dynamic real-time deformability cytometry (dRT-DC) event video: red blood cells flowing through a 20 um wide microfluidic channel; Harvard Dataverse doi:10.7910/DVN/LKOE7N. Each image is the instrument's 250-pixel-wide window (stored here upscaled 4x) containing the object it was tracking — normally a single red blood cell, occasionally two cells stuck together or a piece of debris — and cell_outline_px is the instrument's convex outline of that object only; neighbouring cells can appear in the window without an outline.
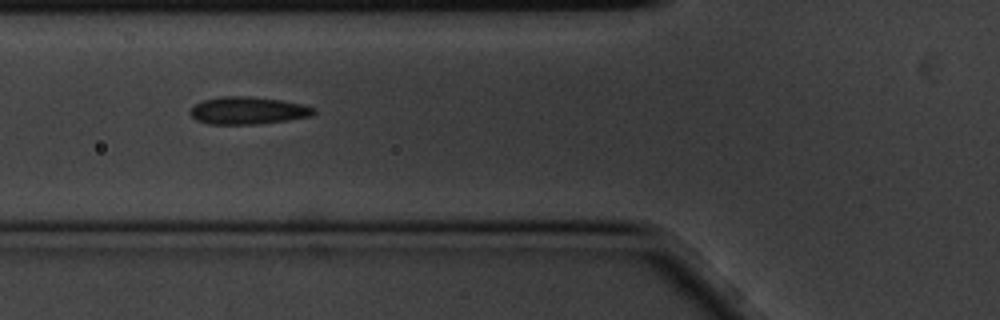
{"species": "common noctule bat (a hibernating species)", "species_latin": "Nyctalus noctula", "temperature_condition": "cold", "stored_images_in_passage": 2, "camera_frame_rate_fps": 3000, "um_per_image_px": 0.085, "animal": {"sex": "male", "body_mass_g": 20.1, "forearm_length_mm": 53.5}, "frame": {"image": 1, "passage_image": 2, "time_ms": 0.333, "image_size_px": [1000, 320], "cell_outline_px": [[316, 112], [312, 116], [288, 120], [256, 124], [208, 124], [196, 120], [188, 112], [192, 104], [204, 100], [220, 96], [248, 96], [280, 100], [300, 104], [312, 108]], "centroid_in_image_um": [21.0, 9.4], "position_along_channel_um": 104.8, "area_um2": 19.77}}